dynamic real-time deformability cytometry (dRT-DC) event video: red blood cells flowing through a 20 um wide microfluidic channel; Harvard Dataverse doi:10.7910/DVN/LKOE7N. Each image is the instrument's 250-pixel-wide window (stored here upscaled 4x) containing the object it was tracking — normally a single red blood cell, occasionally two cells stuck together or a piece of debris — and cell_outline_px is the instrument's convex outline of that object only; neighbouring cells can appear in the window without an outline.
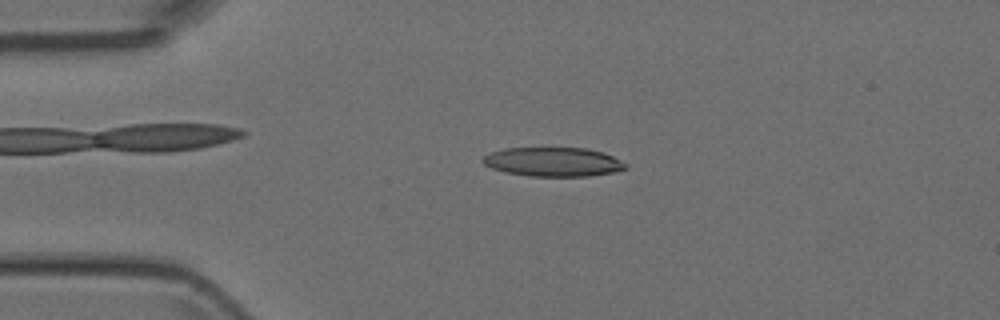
{"species": "Egyptian fruit bat (a non-hibernating species)", "species_latin": "Rousettus aegyptiacus", "temperature_condition": "room temperature", "stored_images_in_passage": 7, "camera_frame_rate_fps": 3000, "um_per_image_px": 0.085, "animal": {"sex": "female"}, "frame": {"image": 1, "passage_image": 3, "time_ms": 0.667, "image_size_px": [1000, 320], "cell_outline_px": [[628, 168], [612, 172], [588, 176], [528, 176], [504, 172], [492, 168], [484, 164], [480, 160], [484, 156], [492, 152], [504, 148], [584, 148], [604, 152], [628, 164]], "centroid_in_image_um": [47.01, 13.76], "position_along_channel_um": 38.0, "area_um2": 24.22}}
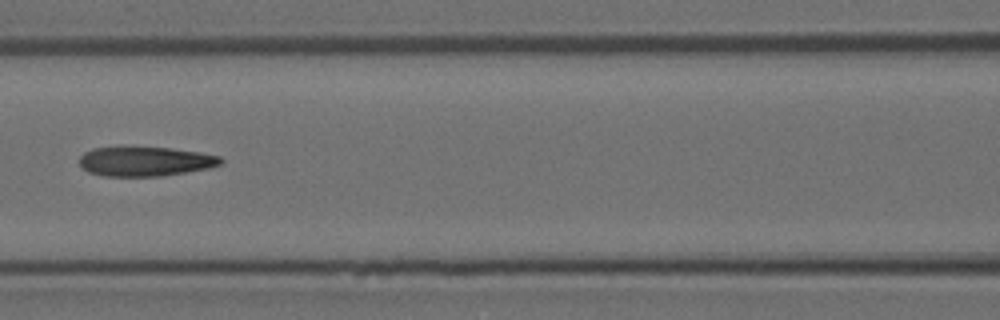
{"frame": {"image": 2, "passage_image": 6, "time_ms": 1.667, "image_size_px": [1000, 320], "cell_outline_px": [[224, 160], [220, 164], [208, 168], [160, 176], [104, 176], [88, 172], [80, 164], [80, 156], [84, 152], [92, 148], [120, 144], [168, 148], [200, 152], [220, 156]], "centroid_in_image_um": [12.27, 13.67], "position_along_channel_um": 154.3, "area_um2": 24.97}}
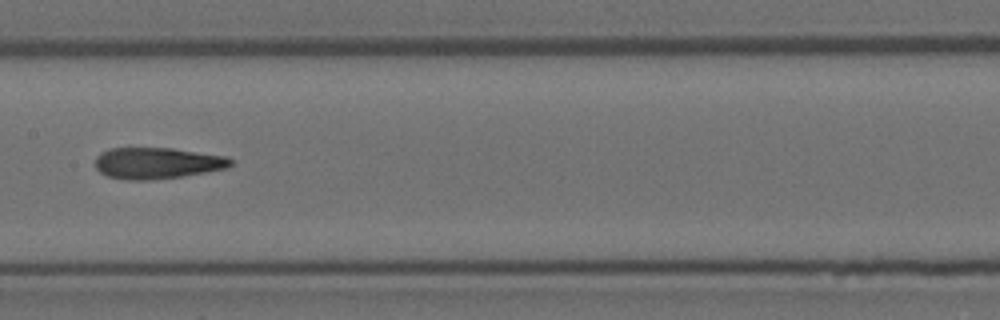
{"frame": {"image": 3, "passage_image": 7, "time_ms": 2.0, "image_size_px": [1000, 320], "cell_outline_px": [[232, 164], [228, 168], [180, 176], [148, 180], [128, 180], [108, 176], [100, 172], [96, 168], [96, 156], [100, 152], [108, 148], [172, 148], [228, 156], [232, 160]], "centroid_in_image_um": [13.35, 13.85], "position_along_channel_um": 194.0, "area_um2": 24.68}}